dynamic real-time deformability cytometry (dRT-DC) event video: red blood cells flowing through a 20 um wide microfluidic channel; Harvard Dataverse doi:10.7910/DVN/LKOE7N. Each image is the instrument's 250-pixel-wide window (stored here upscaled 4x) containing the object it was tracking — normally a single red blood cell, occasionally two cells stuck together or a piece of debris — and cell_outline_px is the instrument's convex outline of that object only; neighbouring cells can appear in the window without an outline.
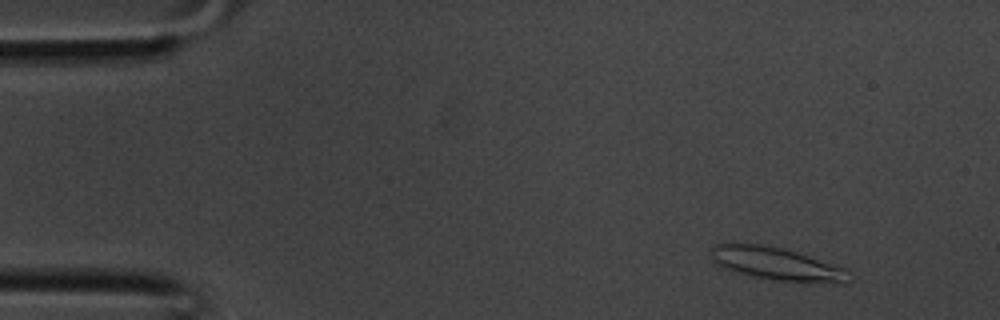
{"species": "common noctule bat (a hibernating species)", "species_latin": "Nyctalus noctula", "temperature_condition": "room temperature", "stored_images_in_passage": 35, "camera_frame_rate_fps": 3000, "um_per_image_px": 0.085, "animal": {"sex": "male", "body_mass_g": 20.1, "forearm_length_mm": 53.5}, "frame": {"image": 1, "passage_image": 2, "time_ms": 0.333, "image_size_px": [1000, 320], "cell_outline_px": [[852, 280], [844, 284], [836, 284], [776, 280], [756, 276], [740, 272], [716, 264], [712, 260], [712, 244], [764, 244], [796, 252], [840, 268]], "centroid_in_image_um": [66.0, 22.43], "position_along_channel_um": 19.0, "area_um2": 25.43}}
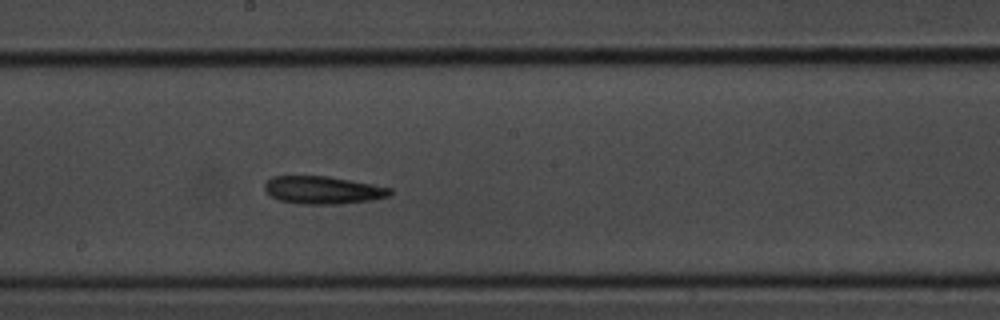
{"frame": {"image": 2, "passage_image": 18, "time_ms": 5.667, "image_size_px": [1000, 320], "cell_outline_px": [[392, 192], [388, 196], [372, 200], [340, 204], [304, 204], [280, 200], [264, 192], [264, 184], [272, 176], [328, 176], [372, 184], [392, 188]], "centroid_in_image_um": [27.44, 16.15], "position_along_channel_um": 220.8, "area_um2": 20.23}}
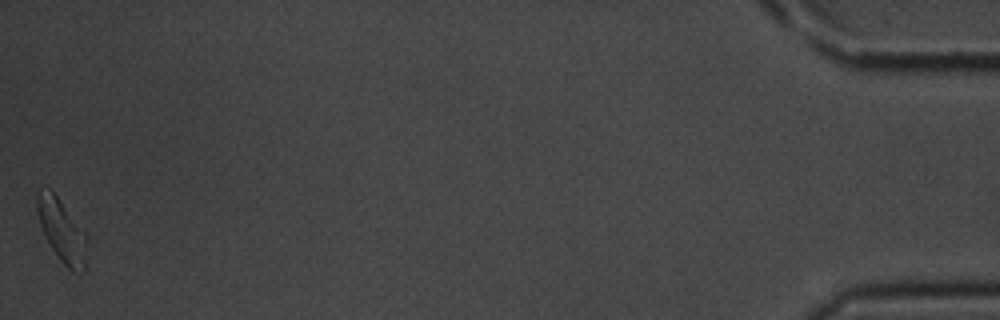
{"frame": {"image": 3, "passage_image": 35, "time_ms": 11.333, "image_size_px": [1000, 320], "cell_outline_px": [[88, 236], [84, 272], [80, 276], [72, 272], [60, 260], [44, 236], [36, 212], [36, 192], [40, 188], [48, 188], [56, 196]], "centroid_in_image_um": [5.25, 19.64], "position_along_channel_um": 429.9, "area_um2": 18.38}}